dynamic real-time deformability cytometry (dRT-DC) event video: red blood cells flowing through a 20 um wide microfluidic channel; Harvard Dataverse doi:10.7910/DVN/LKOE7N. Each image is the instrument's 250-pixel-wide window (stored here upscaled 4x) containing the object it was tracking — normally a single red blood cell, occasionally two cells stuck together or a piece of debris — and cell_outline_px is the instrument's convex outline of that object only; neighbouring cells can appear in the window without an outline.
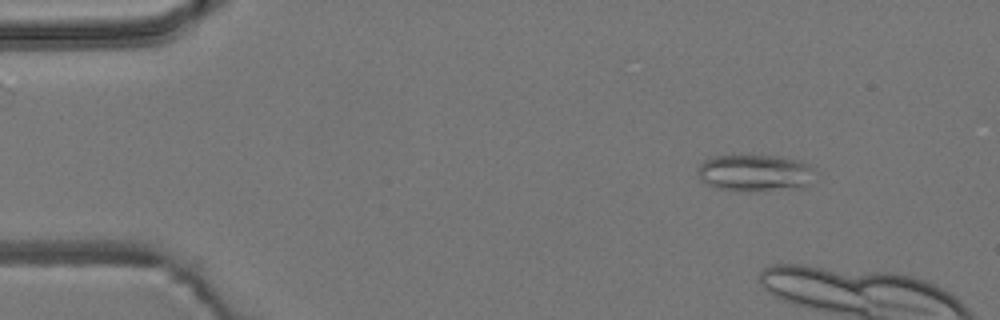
{"species": "common noctule bat (a hibernating species)", "species_latin": "Nyctalus noctula", "temperature_condition": "room temperature", "stored_images_in_passage": 12, "camera_frame_rate_fps": 3000, "um_per_image_px": 0.085, "animal": {"sex": "male", "body_mass_g": 19.2, "forearm_length_mm": 51.8}, "frame": {"image": 1, "passage_image": 7, "time_ms": 2.0, "image_size_px": [1000, 320], "cell_outline_px": [[816, 172], [808, 184], [804, 188], [748, 192], [740, 192], [720, 188], [708, 184], [700, 180], [696, 168], [704, 160], [716, 156], [776, 156], [800, 160], [808, 164]], "centroid_in_image_um": [64.19, 14.72], "position_along_channel_um": 20.8, "area_um2": 25.49}}